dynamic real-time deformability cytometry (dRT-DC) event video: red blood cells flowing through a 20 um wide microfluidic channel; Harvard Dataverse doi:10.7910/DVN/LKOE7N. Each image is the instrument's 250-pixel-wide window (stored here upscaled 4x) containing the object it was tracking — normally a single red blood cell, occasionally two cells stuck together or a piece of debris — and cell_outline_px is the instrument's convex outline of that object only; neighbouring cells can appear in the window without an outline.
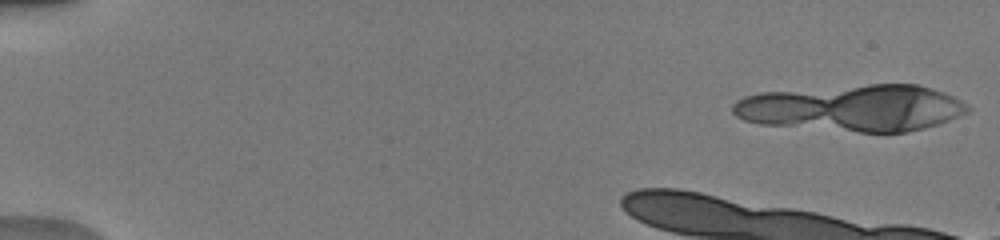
{"species": "human", "species_latin": "Homo sapiens", "temperature_condition": "warm", "stored_images_in_passage": 13, "camera_frame_rate_fps": 3000, "um_per_image_px": 0.085, "donor": {"sex": "male"}, "frame": {"image": 1, "passage_image": 1, "time_ms": 0.0, "image_size_px": [1000, 240], "cell_outline_px": [[972, 108], [968, 112], [940, 124], [908, 132], [860, 132], [760, 124], [744, 120], [736, 116], [732, 112], [732, 104], [736, 100], [744, 96], [760, 92], [868, 84], [920, 84], [944, 92], [968, 104]], "centroid_in_image_um": [72.49, 9.17], "position_along_channel_um": 12.5, "area_um2": 64.1}}